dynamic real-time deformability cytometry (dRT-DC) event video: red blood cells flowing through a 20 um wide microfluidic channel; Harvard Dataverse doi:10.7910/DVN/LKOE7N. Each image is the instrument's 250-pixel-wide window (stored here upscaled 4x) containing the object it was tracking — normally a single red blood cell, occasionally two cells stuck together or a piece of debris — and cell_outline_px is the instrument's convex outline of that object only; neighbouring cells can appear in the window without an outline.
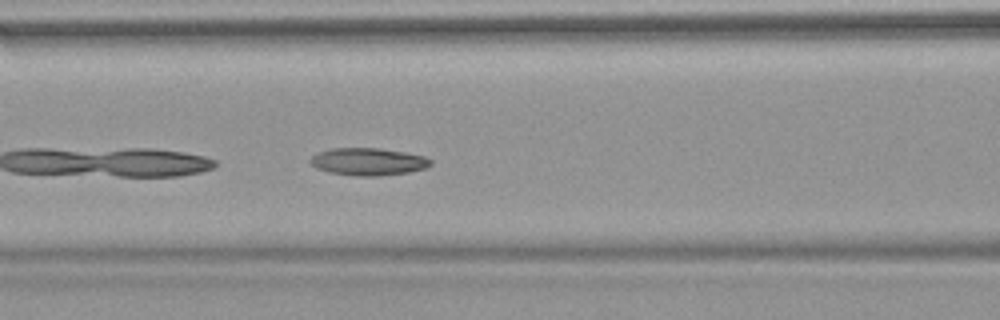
{"species": "common noctule bat (a hibernating species)", "species_latin": "Nyctalus noctula", "temperature_condition": "warm", "stored_images_in_passage": 9, "camera_frame_rate_fps": 3000, "um_per_image_px": 0.085, "animal": {"sex": "female", "body_mass_g": 18.4}, "frame": {"image": 1, "passage_image": 6, "time_ms": 1.667, "image_size_px": [1000, 320], "cell_outline_px": [[432, 164], [428, 168], [408, 172], [380, 176], [356, 176], [328, 172], [316, 168], [308, 160], [312, 156], [320, 152], [332, 148], [380, 148], [404, 152], [424, 156], [432, 160]], "centroid_in_image_um": [31.32, 13.74], "position_along_channel_um": 135.3, "area_um2": 19.31}}